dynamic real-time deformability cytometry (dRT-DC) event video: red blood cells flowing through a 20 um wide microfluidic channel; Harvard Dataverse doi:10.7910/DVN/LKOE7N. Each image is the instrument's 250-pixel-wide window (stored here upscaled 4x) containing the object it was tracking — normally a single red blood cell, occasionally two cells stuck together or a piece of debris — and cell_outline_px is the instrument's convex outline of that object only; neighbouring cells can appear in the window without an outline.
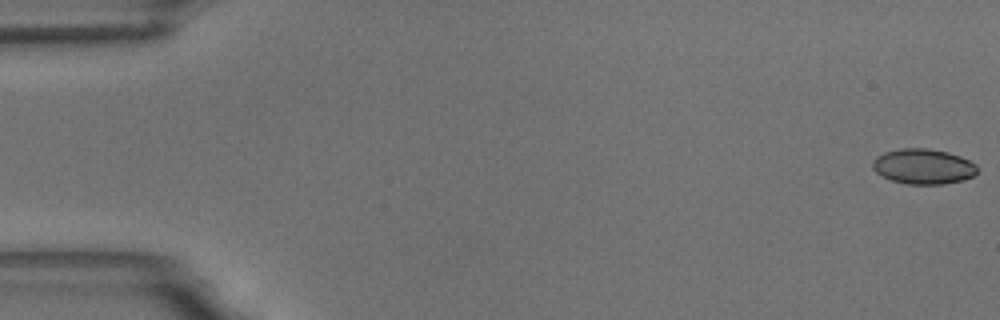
{"species": "common noctule bat (a hibernating species)", "species_latin": "Nyctalus noctula", "temperature_condition": "room temperature", "stored_images_in_passage": 59, "camera_frame_rate_fps": 3000, "um_per_image_px": 0.085, "animal": {"sex": "male", "body_mass_g": 18.8}, "frame": {"image": 1, "passage_image": 1, "time_ms": 0.0, "image_size_px": [1000, 320], "cell_outline_px": [[976, 172], [972, 176], [964, 180], [944, 184], [908, 184], [892, 180], [876, 172], [872, 168], [872, 160], [876, 156], [884, 152], [900, 148], [928, 148], [948, 152], [960, 156], [976, 164]], "centroid_in_image_um": [78.46, 14.14], "position_along_channel_um": 6.5, "area_um2": 21.5}}
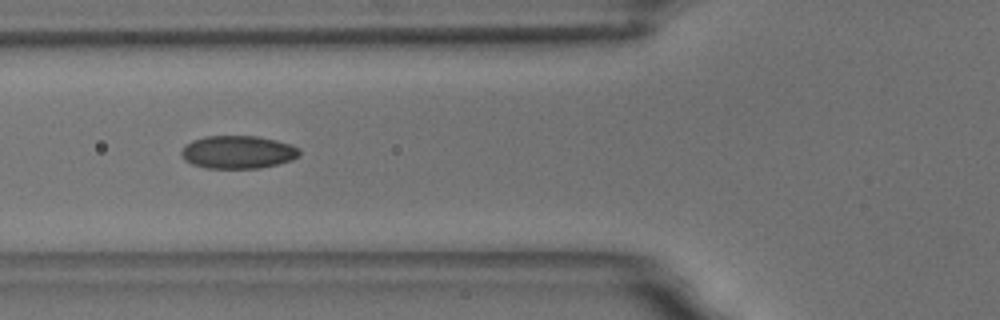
{"frame": {"image": 2, "passage_image": 22, "time_ms": 7.0, "image_size_px": [1000, 320], "cell_outline_px": [[300, 152], [292, 160], [260, 168], [204, 168], [192, 164], [184, 160], [180, 152], [192, 140], [204, 136], [256, 136], [276, 140], [288, 144], [296, 148]], "centroid_in_image_um": [20.17, 12.93], "position_along_channel_um": 105.6, "area_um2": 22.43}}
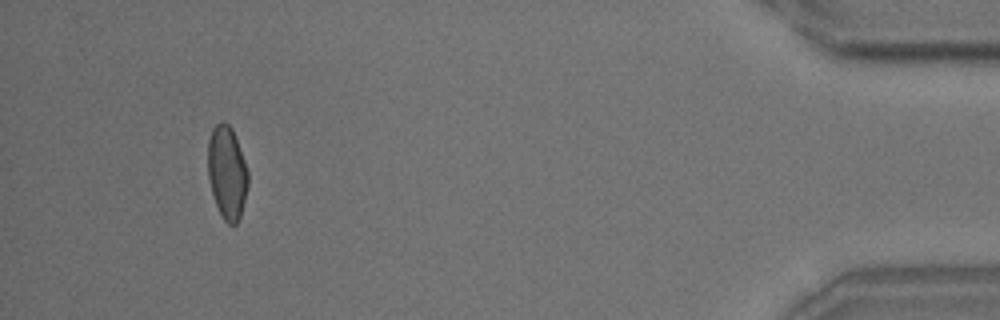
{"frame": {"image": 3, "passage_image": 54, "time_ms": 17.667, "image_size_px": [1000, 320], "cell_outline_px": [[248, 184], [240, 216], [236, 224], [228, 224], [224, 220], [216, 204], [212, 192], [208, 176], [208, 140], [212, 128], [220, 120], [224, 120], [232, 128], [244, 160], [248, 172]], "centroid_in_image_um": [19.28, 14.62], "position_along_channel_um": 415.9, "area_um2": 21.62}, "authors_computed_cell_mechanics": {"area_um2": 21.6172, "velocity_mm_per_s": 3.5351, "shape_relaxation_time_tau1_ms": 4.587, "shape_relaxation_time_tau2_ms": 2.4538, "deformation_change_tau1": 0.1207, "deformation_change_tau2": 0.0615}}